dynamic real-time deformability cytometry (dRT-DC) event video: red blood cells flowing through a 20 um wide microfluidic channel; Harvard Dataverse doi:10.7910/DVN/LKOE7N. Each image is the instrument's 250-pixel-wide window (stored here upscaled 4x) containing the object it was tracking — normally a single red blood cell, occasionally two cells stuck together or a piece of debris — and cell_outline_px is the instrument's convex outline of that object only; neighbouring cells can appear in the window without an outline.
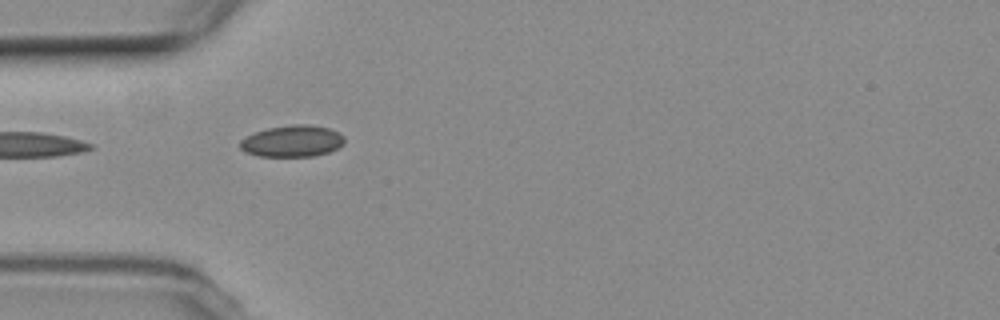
{"species": "common noctule bat (a hibernating species)", "species_latin": "Nyctalus noctula", "temperature_condition": "room temperature", "stored_images_in_passage": 7, "camera_frame_rate_fps": 3000, "um_per_image_px": 0.085, "animal": {"sex": "female", "body_mass_g": 19.3, "forearm_length_mm": 54.1}, "frame": {"image": 1, "passage_image": 5, "time_ms": 4.667, "image_size_px": [1000, 320], "cell_outline_px": [[344, 144], [328, 152], [312, 156], [260, 156], [244, 152], [240, 148], [240, 140], [256, 132], [268, 128], [292, 124], [308, 124], [328, 128], [340, 132], [344, 136]], "centroid_in_image_um": [24.86, 11.99], "position_along_channel_um": 60.1, "area_um2": 19.13}}
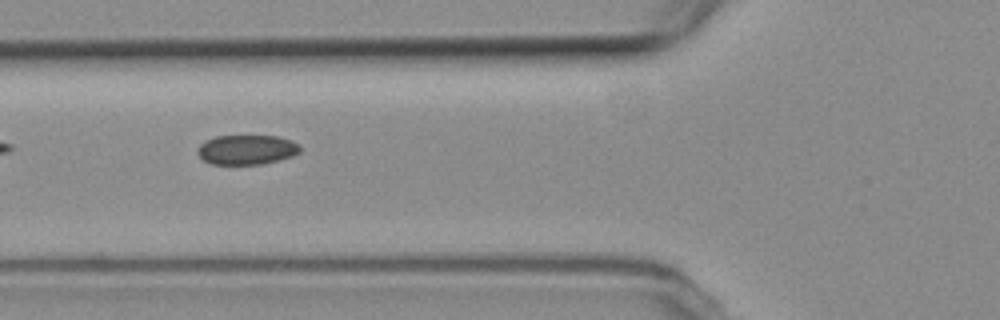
{"frame": {"image": 2, "passage_image": 6, "time_ms": 6.0, "image_size_px": [1000, 320], "cell_outline_px": [[300, 152], [292, 156], [260, 164], [212, 164], [204, 160], [196, 152], [196, 148], [204, 140], [216, 136], [276, 136], [292, 140], [300, 144]], "centroid_in_image_um": [20.95, 12.71], "position_along_channel_um": 104.9, "area_um2": 17.74}}
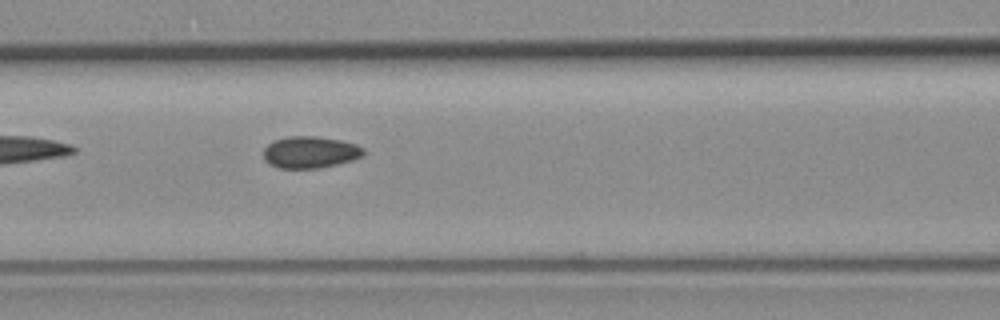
{"frame": {"image": 3, "passage_image": 7, "time_ms": 7.0, "image_size_px": [1000, 320], "cell_outline_px": [[364, 156], [352, 160], [320, 168], [276, 168], [264, 160], [264, 148], [272, 140], [288, 136], [316, 136], [340, 140], [356, 144], [364, 148]], "centroid_in_image_um": [26.35, 12.93], "position_along_channel_um": 140.3, "area_um2": 18.67}}